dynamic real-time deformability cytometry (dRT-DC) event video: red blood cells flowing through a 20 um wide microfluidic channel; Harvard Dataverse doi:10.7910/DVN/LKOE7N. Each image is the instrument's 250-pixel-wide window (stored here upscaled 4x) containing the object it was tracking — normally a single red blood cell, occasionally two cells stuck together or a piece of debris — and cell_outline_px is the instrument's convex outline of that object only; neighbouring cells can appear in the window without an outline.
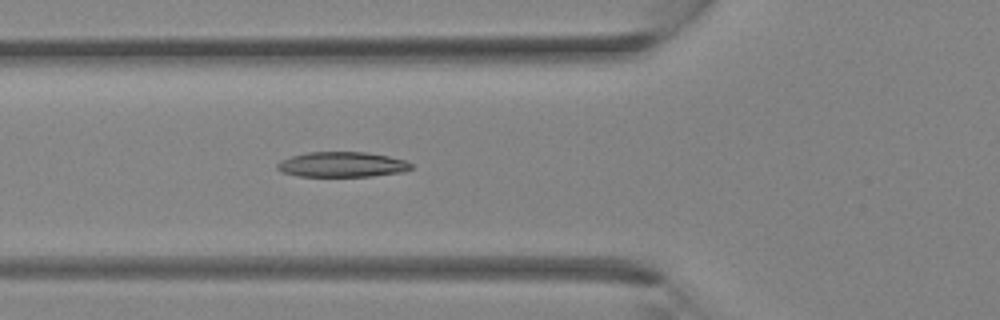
{"species": "Egyptian fruit bat (a non-hibernating species)", "species_latin": "Rousettus aegyptiacus", "temperature_condition": "room temperature", "stored_images_in_passage": 28, "camera_frame_rate_fps": 3000, "um_per_image_px": 0.085, "animal": {"sex": "female"}, "frame": {"image": 1, "passage_image": 5, "time_ms": 1.333, "image_size_px": [1000, 320], "cell_outline_px": [[412, 168], [404, 172], [372, 176], [296, 176], [280, 172], [276, 168], [276, 164], [280, 160], [292, 156], [308, 152], [364, 152], [388, 156], [404, 160], [412, 164]], "centroid_in_image_um": [29.04, 13.99], "position_along_channel_um": 96.8, "area_um2": 19.71}}
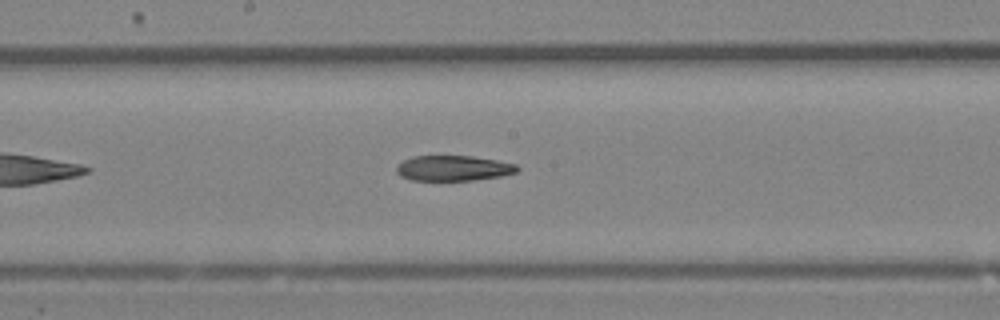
{"frame": {"image": 2, "passage_image": 11, "time_ms": 3.333, "image_size_px": [1000, 320], "cell_outline_px": [[520, 168], [516, 172], [500, 176], [472, 180], [412, 180], [400, 176], [396, 172], [396, 164], [412, 156], [472, 156], [496, 160], [516, 164]], "centroid_in_image_um": [38.5, 14.29], "position_along_channel_um": 209.7, "area_um2": 17.8}}
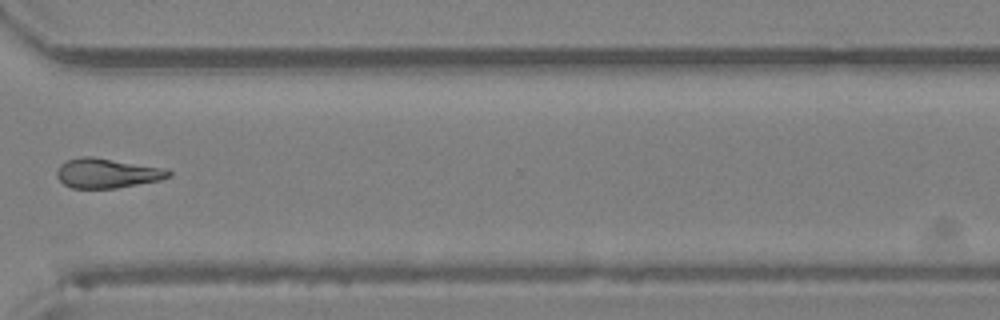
{"frame": {"image": 3, "passage_image": 19, "time_ms": 6.0, "image_size_px": [1000, 320], "cell_outline_px": [[172, 176], [160, 180], [116, 188], [72, 188], [64, 184], [56, 176], [56, 172], [60, 164], [68, 160], [80, 156], [92, 156], [160, 168], [172, 172]], "centroid_in_image_um": [9.05, 14.72], "position_along_channel_um": 361.5, "area_um2": 19.07}}